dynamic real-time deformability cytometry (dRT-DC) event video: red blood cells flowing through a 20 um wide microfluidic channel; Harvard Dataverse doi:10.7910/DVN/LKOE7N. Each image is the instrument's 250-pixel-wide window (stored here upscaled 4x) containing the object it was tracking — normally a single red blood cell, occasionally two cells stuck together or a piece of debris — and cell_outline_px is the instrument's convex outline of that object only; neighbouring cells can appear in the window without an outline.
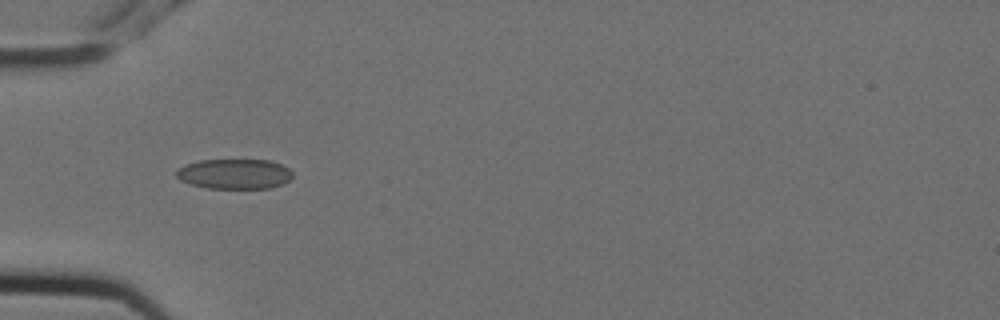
{"species": "Egyptian fruit bat (a non-hibernating species)", "species_latin": "Rousettus aegyptiacus", "temperature_condition": "cold", "stored_images_in_passage": 5, "camera_frame_rate_fps": 3000, "um_per_image_px": 0.085, "animal": {"sex": "female"}, "frame": {"image": 1, "passage_image": 4, "time_ms": 1.0, "image_size_px": [1000, 320], "cell_outline_px": [[292, 176], [284, 184], [272, 188], [208, 188], [188, 184], [180, 180], [176, 176], [176, 172], [184, 164], [200, 160], [268, 160], [280, 164], [288, 168], [292, 172]], "centroid_in_image_um": [19.92, 14.79], "position_along_channel_um": 65.1, "area_um2": 20.4}}
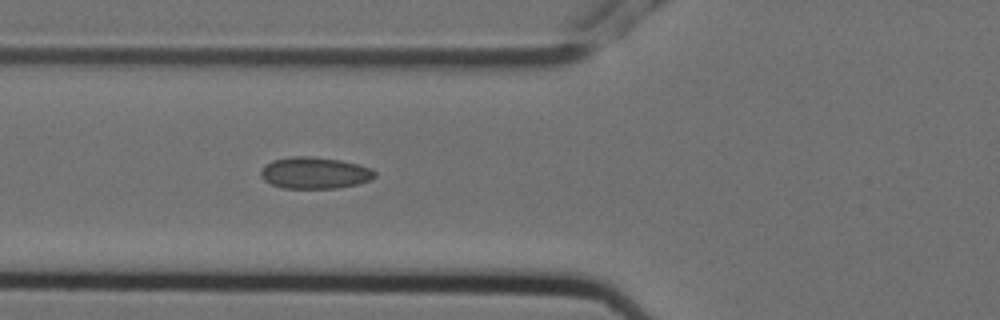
{"frame": {"image": 2, "passage_image": 5, "time_ms": 1.333, "image_size_px": [1000, 320], "cell_outline_px": [[376, 176], [372, 180], [356, 184], [336, 188], [284, 188], [272, 184], [264, 180], [260, 176], [260, 172], [264, 164], [272, 160], [292, 156], [312, 156], [340, 160], [372, 168], [376, 172]], "centroid_in_image_um": [26.74, 14.69], "position_along_channel_um": 99.1, "area_um2": 21.1}}